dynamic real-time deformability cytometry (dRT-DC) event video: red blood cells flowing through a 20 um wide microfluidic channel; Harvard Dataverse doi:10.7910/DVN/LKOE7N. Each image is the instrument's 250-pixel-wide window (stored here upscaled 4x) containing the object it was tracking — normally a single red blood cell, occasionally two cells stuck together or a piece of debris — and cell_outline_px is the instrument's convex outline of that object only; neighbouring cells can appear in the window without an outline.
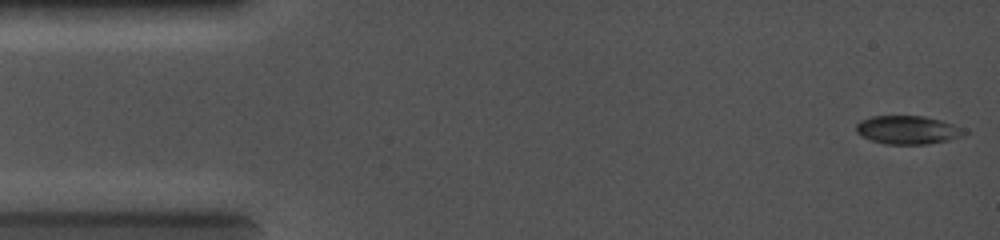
{"species": "common noctule bat (a hibernating species)", "species_latin": "Nyctalus noctula", "temperature_condition": "cold", "stored_images_in_passage": 51, "camera_frame_rate_fps": 5000, "um_per_image_px": 0.085, "animal": {"sex": "female", "body_mass_g": 19.0, "forearm_length_mm": 56.7}, "frame": {"image": 1, "passage_image": 1, "time_ms": 0.0, "image_size_px": [1000, 240], "cell_outline_px": [[968, 132], [960, 136], [948, 140], [928, 144], [884, 144], [860, 136], [856, 132], [856, 124], [860, 120], [872, 116], [924, 116], [940, 120], [952, 124]], "centroid_in_image_um": [77.1, 11.04], "position_along_channel_um": 7.9, "area_um2": 17.8}}
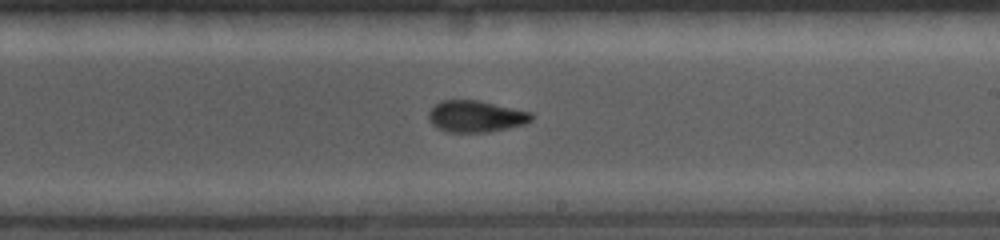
{"frame": {"image": 2, "passage_image": 29, "time_ms": 7.6, "image_size_px": [1000, 240], "cell_outline_px": [[532, 120], [524, 124], [508, 128], [488, 132], [448, 132], [436, 128], [428, 120], [428, 112], [440, 100], [480, 100], [532, 112]], "centroid_in_image_um": [40.43, 9.89], "position_along_channel_um": 248.6, "area_um2": 19.07}}
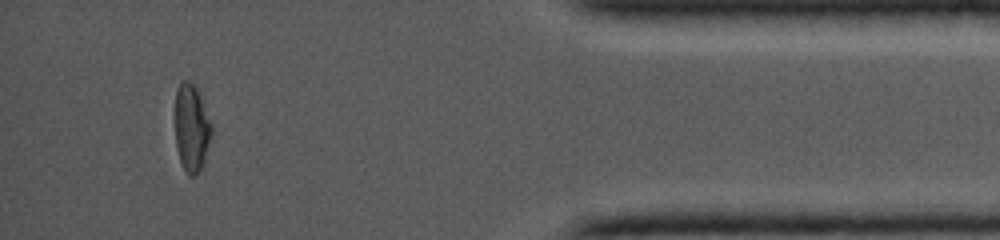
{"frame": {"image": 3, "passage_image": 47, "time_ms": 12.0, "image_size_px": [1000, 240], "cell_outline_px": [[212, 132], [200, 168], [192, 176], [188, 176], [184, 172], [176, 148], [176, 88], [180, 80], [188, 80], [200, 92], [212, 124]], "centroid_in_image_um": [16.27, 10.81], "position_along_channel_um": 418.9, "area_um2": 18.44}}